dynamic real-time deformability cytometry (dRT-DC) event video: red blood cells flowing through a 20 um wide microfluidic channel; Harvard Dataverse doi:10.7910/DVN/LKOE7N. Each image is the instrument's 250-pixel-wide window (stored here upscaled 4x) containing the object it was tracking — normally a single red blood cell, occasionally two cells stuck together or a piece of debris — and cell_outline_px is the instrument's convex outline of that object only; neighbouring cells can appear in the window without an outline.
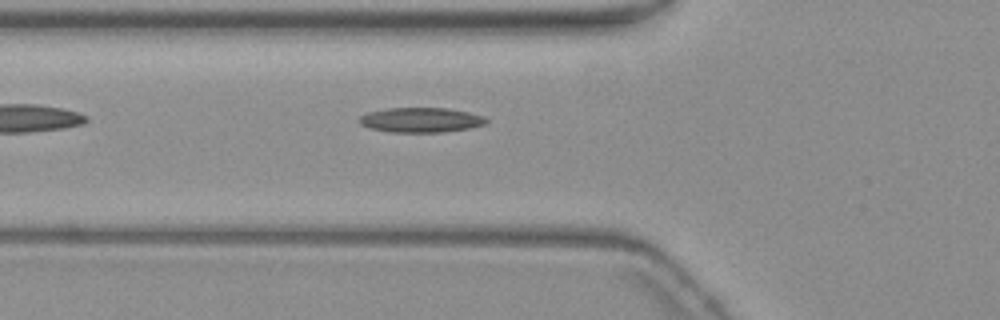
{"species": "common noctule bat (a hibernating species)", "species_latin": "Nyctalus noctula", "temperature_condition": "warm", "stored_images_in_passage": 5, "camera_frame_rate_fps": 3000, "um_per_image_px": 0.085, "animal": {"sex": "female", "body_mass_g": 19.3, "forearm_length_mm": 54.1}, "frame": {"image": 1, "passage_image": 5, "time_ms": 4.667, "image_size_px": [1000, 320], "cell_outline_px": [[488, 120], [484, 124], [472, 128], [440, 132], [392, 132], [368, 128], [360, 124], [360, 116], [368, 112], [388, 108], [448, 108], [468, 112], [484, 116]], "centroid_in_image_um": [35.78, 10.2], "position_along_channel_um": 90.0, "area_um2": 18.32}}